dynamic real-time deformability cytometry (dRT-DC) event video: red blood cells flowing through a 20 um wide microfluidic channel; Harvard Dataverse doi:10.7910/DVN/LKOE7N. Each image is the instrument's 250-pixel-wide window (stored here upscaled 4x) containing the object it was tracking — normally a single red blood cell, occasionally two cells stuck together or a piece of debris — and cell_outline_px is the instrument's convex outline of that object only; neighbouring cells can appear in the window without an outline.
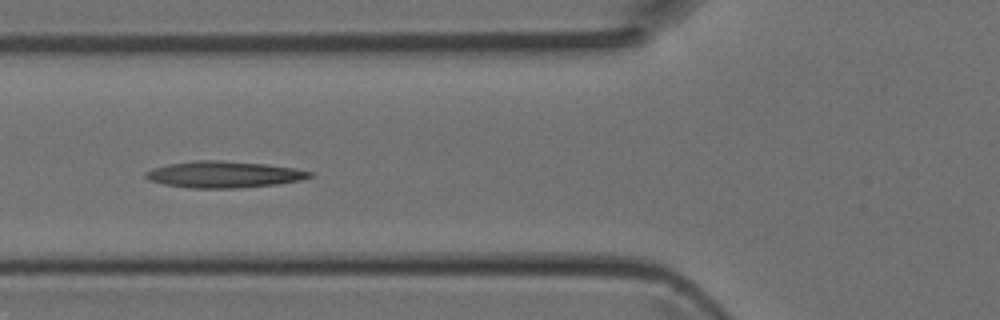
{"species": "Egyptian fruit bat (a non-hibernating species)", "species_latin": "Rousettus aegyptiacus", "temperature_condition": "room temperature", "stored_images_in_passage": 4, "camera_frame_rate_fps": 3000, "um_per_image_px": 0.085, "animal": {"sex": "female"}, "frame": {"image": 1, "passage_image": 4, "time_ms": 1.0, "image_size_px": [1000, 320], "cell_outline_px": [[312, 176], [300, 180], [276, 184], [236, 188], [188, 188], [164, 184], [148, 180], [144, 176], [144, 172], [152, 168], [168, 164], [196, 160], [224, 160], [264, 164], [296, 168], [312, 172]], "centroid_in_image_um": [18.98, 14.82], "position_along_channel_um": 106.8, "area_um2": 25.37}}